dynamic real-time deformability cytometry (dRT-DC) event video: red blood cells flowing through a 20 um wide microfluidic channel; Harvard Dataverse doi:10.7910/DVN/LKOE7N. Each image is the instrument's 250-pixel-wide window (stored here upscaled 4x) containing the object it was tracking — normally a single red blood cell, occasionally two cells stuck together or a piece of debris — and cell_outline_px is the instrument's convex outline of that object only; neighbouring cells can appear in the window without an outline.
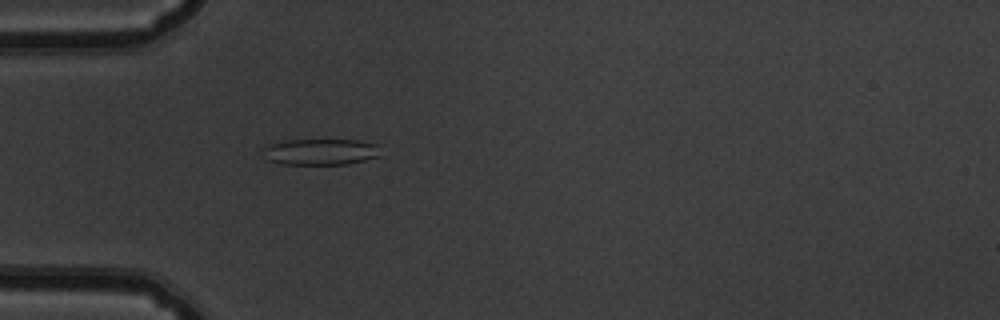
{"species": "common noctule bat (a hibernating species)", "species_latin": "Nyctalus noctula", "temperature_condition": "warm", "stored_images_in_passage": 54, "camera_frame_rate_fps": 3000, "um_per_image_px": 0.085, "animal": {"sex": "male", "body_mass_g": 19.5, "forearm_length_mm": 54.6}, "frame": {"image": 1, "passage_image": 17, "time_ms": 5.333, "image_size_px": [1000, 320], "cell_outline_px": [[380, 144], [376, 156], [364, 160], [348, 164], [280, 164], [268, 160], [260, 148], [264, 144], [284, 140], [356, 140]], "centroid_in_image_um": [27.15, 12.89], "position_along_channel_um": 57.9, "area_um2": 18.09}}
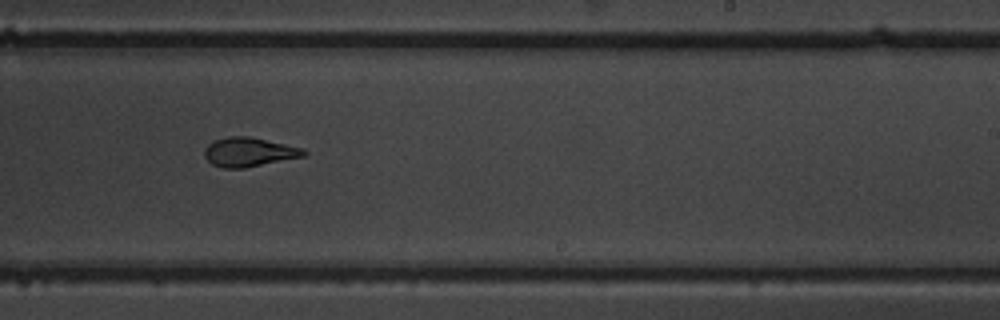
{"frame": {"image": 2, "passage_image": 34, "time_ms": 11.0, "image_size_px": [1000, 320], "cell_outline_px": [[308, 152], [304, 156], [244, 168], [220, 168], [212, 164], [204, 156], [204, 148], [208, 144], [216, 140], [228, 136], [248, 136], [304, 148]], "centroid_in_image_um": [21.15, 12.93], "position_along_channel_um": 267.9, "area_um2": 16.82}}
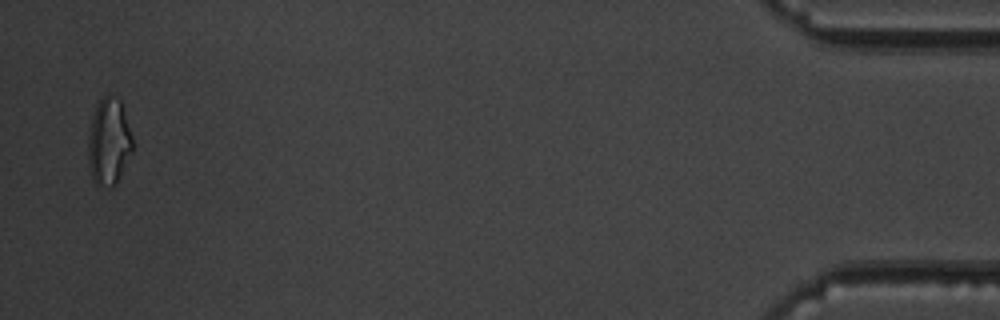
{"frame": {"image": 3, "passage_image": 53, "time_ms": 17.333, "image_size_px": [1000, 320], "cell_outline_px": [[132, 152], [116, 184], [112, 188], [108, 188], [96, 184], [92, 180], [88, 160], [88, 140], [92, 116], [96, 104], [104, 96], [112, 96], [120, 100], [132, 136]], "centroid_in_image_um": [9.24, 12.09], "position_along_channel_um": 426.0, "area_um2": 22.43}, "authors_computed_cell_mechanics": {"area_um2": 18.1781, "velocity_mm_per_s": 3.8131, "shape_relaxation_time_tau1_ms": 7.8275, "shape_relaxation_time_tau2_ms": 1.819, "deformation_change_tau1": 0.2037, "deformation_change_tau2": 0.0884}}